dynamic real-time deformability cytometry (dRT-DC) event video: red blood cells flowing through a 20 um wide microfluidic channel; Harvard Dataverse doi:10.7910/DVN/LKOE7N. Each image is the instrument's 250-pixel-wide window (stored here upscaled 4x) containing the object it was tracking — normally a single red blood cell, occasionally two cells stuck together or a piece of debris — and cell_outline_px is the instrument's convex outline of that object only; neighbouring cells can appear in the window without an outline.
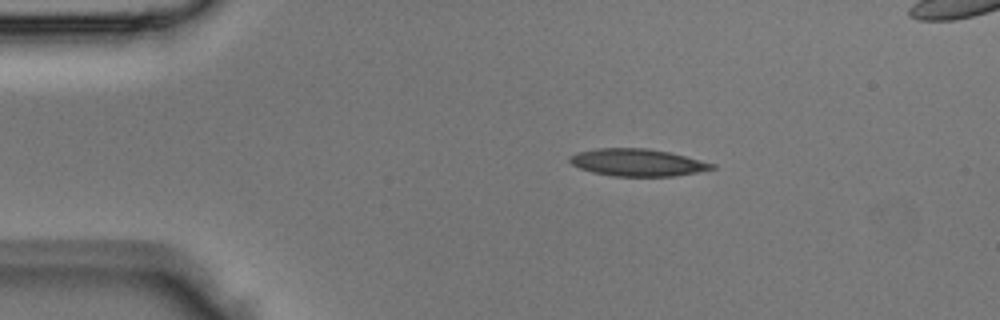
{"species": "Egyptian fruit bat (a non-hibernating species)", "species_latin": "Rousettus aegyptiacus", "temperature_condition": "room temperature", "stored_images_in_passage": 3, "segment_of_instrument_passage": [1, 2], "camera_frame_rate_fps": 3000, "um_per_image_px": 0.085, "animal": {"sex": "male"}, "frame": {"image": 1, "passage_image": 1, "time_ms": 0.0, "image_size_px": [1000, 320], "cell_outline_px": [[716, 168], [696, 172], [672, 176], [612, 176], [592, 172], [580, 168], [572, 164], [568, 160], [568, 156], [576, 152], [596, 148], [648, 148], [668, 152], [716, 164]], "centroid_in_image_um": [54.13, 13.8], "position_along_channel_um": 30.9, "area_um2": 22.54}}